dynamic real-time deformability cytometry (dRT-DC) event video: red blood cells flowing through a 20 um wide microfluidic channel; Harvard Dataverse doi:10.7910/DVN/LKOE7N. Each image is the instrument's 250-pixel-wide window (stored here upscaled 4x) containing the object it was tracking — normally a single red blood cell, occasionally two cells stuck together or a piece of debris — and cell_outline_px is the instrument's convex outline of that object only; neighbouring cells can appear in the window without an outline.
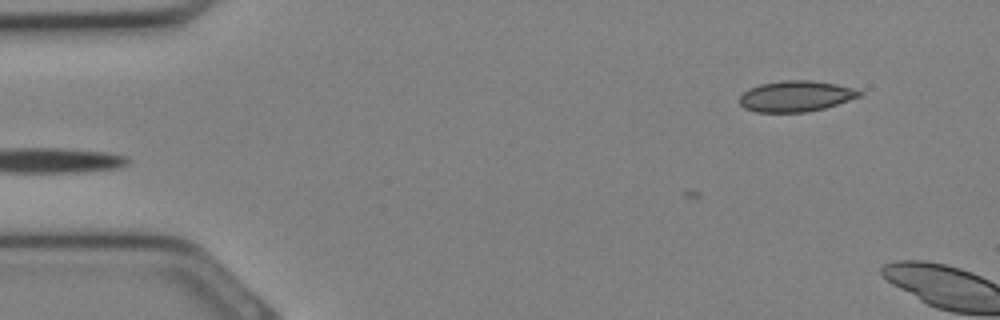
{"species": "Egyptian fruit bat (a non-hibernating species)", "species_latin": "Rousettus aegyptiacus", "temperature_condition": "cold", "stored_images_in_passage": 4, "camera_frame_rate_fps": 3000, "um_per_image_px": 0.085, "animal": {"sex": "female"}, "frame": {"image": 1, "passage_image": 1, "time_ms": 0.0, "image_size_px": [1000, 320], "cell_outline_px": [[864, 92], [860, 96], [824, 108], [808, 112], [756, 112], [744, 108], [740, 104], [740, 96], [748, 88], [760, 84], [784, 80], [812, 80], [836, 84], [852, 88]], "centroid_in_image_um": [67.62, 8.17], "position_along_channel_um": 17.4, "area_um2": 21.5}}